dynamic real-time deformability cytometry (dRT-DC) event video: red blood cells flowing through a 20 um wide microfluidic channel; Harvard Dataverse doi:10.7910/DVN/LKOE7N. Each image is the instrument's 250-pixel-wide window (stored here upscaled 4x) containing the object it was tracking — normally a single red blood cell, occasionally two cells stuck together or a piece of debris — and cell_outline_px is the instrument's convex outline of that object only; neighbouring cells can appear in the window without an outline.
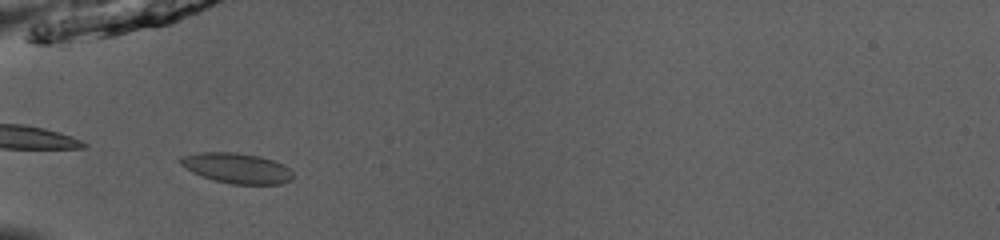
{"species": "common noctule bat (a hibernating species)", "species_latin": "Nyctalus noctula", "temperature_condition": "room temperature", "stored_images_in_passage": 14, "camera_frame_rate_fps": 3000, "um_per_image_px": 0.085, "animal": {"sex": "male", "body_mass_g": 13.0, "forearm_length_mm": 53.1}, "frame": {"image": 1, "passage_image": 3, "time_ms": 0.667, "image_size_px": [1000, 240], "cell_outline_px": [[292, 180], [280, 184], [232, 184], [212, 180], [192, 172], [180, 164], [180, 156], [200, 152], [236, 152], [260, 156], [284, 164], [292, 172]], "centroid_in_image_um": [20.12, 14.29], "position_along_channel_um": 64.9, "area_um2": 19.94}}
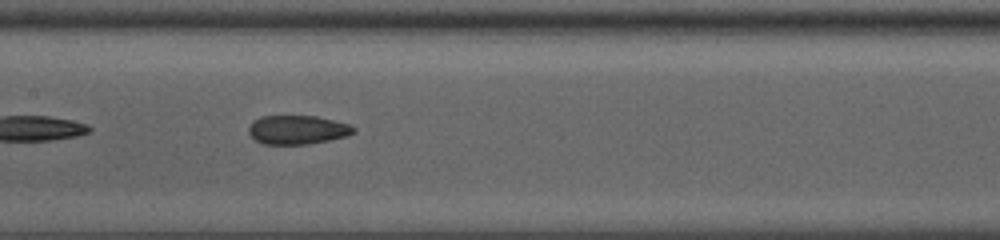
{"frame": {"image": 2, "passage_image": 12, "time_ms": 3.667, "image_size_px": [1000, 240], "cell_outline_px": [[356, 132], [348, 136], [328, 140], [304, 144], [264, 144], [256, 140], [248, 132], [248, 128], [260, 116], [316, 116], [348, 124], [356, 128]], "centroid_in_image_um": [25.31, 11.03], "position_along_channel_um": 182.1, "area_um2": 17.46}}